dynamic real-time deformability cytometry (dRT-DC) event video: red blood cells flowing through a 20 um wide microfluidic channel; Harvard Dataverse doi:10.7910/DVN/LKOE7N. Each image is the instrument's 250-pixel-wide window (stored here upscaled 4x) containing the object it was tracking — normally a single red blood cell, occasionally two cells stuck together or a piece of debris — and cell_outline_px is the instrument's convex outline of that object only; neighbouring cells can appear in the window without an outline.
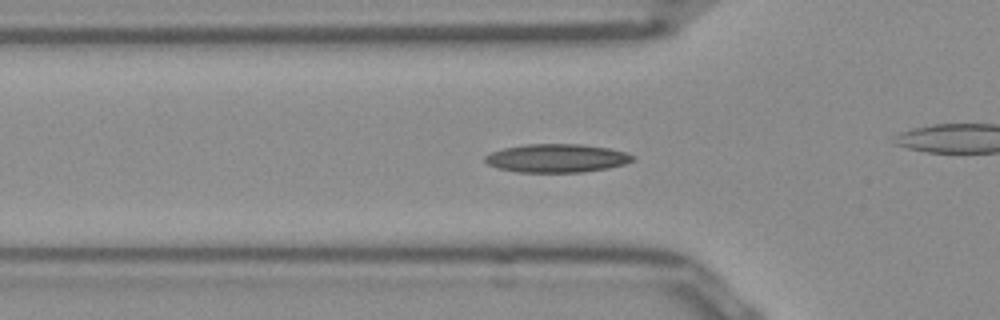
{"species": "Egyptian fruit bat (a non-hibernating species)", "species_latin": "Rousettus aegyptiacus", "temperature_condition": "room temperature", "stored_images_in_passage": 38, "camera_frame_rate_fps": 3000, "um_per_image_px": 0.085, "frame": {"image": 1, "passage_image": 2, "time_ms": 0.333, "image_size_px": [1000, 320], "cell_outline_px": [[636, 156], [632, 160], [624, 164], [608, 168], [584, 172], [516, 172], [500, 168], [488, 164], [484, 160], [484, 156], [492, 152], [504, 148], [524, 144], [580, 144], [608, 148], [624, 152]], "centroid_in_image_um": [47.32, 13.44], "position_along_channel_um": 78.5, "area_um2": 24.33}}
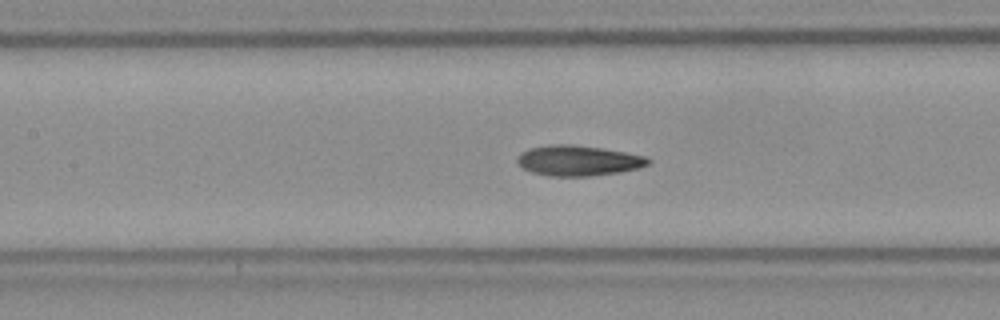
{"frame": {"image": 2, "passage_image": 8, "time_ms": 2.333, "image_size_px": [1000, 320], "cell_outline_px": [[652, 160], [648, 164], [640, 168], [620, 172], [588, 176], [548, 176], [532, 172], [524, 168], [516, 160], [520, 152], [528, 148], [552, 144], [568, 144], [600, 148], [624, 152], [644, 156]], "centroid_in_image_um": [49.14, 13.65], "position_along_channel_um": 158.3, "area_um2": 23.06}}
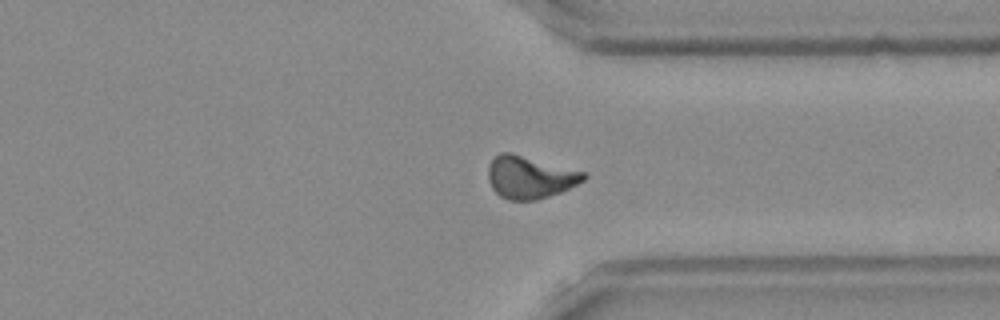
{"frame": {"image": 3, "passage_image": 24, "time_ms": 7.667, "image_size_px": [1000, 320], "cell_outline_px": [[588, 176], [584, 180], [560, 192], [536, 200], [508, 200], [500, 196], [492, 188], [488, 180], [488, 164], [500, 152], [512, 152], [584, 172]], "centroid_in_image_um": [45.0, 15.06], "position_along_channel_um": 366.4, "area_um2": 23.52}, "authors_computed_cell_mechanics": {"area_um2": 22.3108, "velocity_mm_per_s": 3.9207, "shape_relaxation_time_tau1_ms": null, "shape_relaxation_time_tau2_ms": 3.0939, "deformation_change_tau1": null, "deformation_change_tau2": 0.0958}}